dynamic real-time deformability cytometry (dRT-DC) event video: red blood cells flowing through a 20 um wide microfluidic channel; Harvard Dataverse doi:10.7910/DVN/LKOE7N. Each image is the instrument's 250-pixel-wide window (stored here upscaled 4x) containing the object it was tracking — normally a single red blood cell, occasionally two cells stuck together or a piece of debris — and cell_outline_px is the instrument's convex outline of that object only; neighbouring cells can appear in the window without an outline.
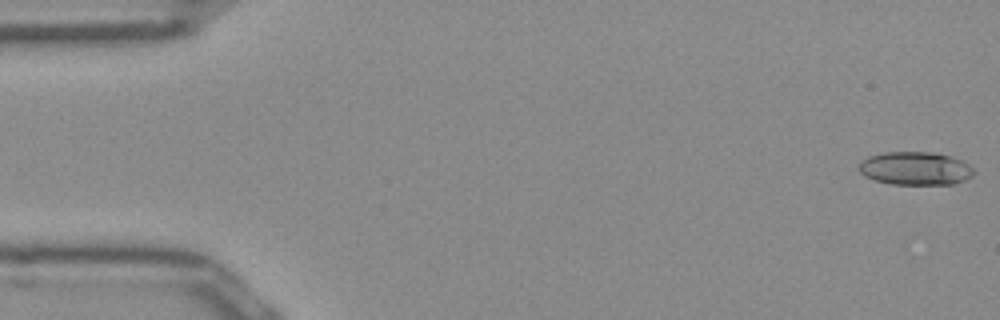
{"species": "Egyptian fruit bat (a non-hibernating species)", "species_latin": "Rousettus aegyptiacus", "temperature_condition": "room temperature", "stored_images_in_passage": 8, "camera_frame_rate_fps": 3000, "um_per_image_px": 0.085, "frame": {"image": 1, "passage_image": 1, "time_ms": 0.0, "image_size_px": [1000, 320], "cell_outline_px": [[976, 172], [972, 176], [964, 180], [952, 184], [892, 184], [876, 180], [864, 176], [856, 168], [868, 156], [884, 152], [928, 152], [948, 156], [960, 160], [968, 164]], "centroid_in_image_um": [77.78, 14.32], "position_along_channel_um": 7.2, "area_um2": 22.08}}